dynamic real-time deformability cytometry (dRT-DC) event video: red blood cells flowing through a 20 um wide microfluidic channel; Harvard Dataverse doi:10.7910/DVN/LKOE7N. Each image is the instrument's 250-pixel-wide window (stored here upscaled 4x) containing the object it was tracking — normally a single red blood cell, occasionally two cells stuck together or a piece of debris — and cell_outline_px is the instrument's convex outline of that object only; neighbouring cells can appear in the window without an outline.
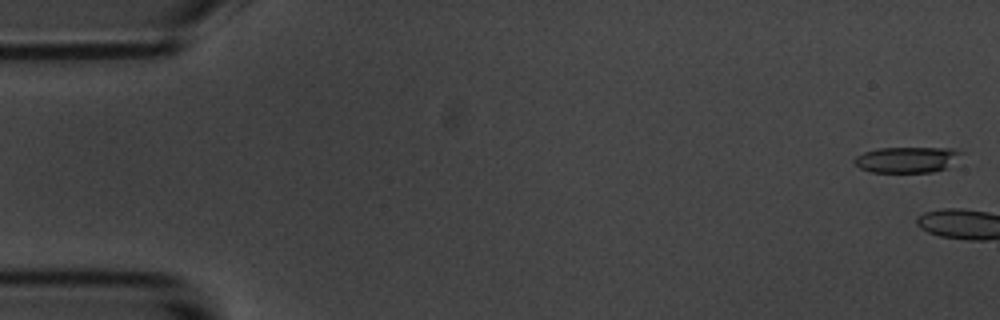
{"species": "common noctule bat (a hibernating species)", "species_latin": "Nyctalus noctula", "temperature_condition": "room temperature", "stored_images_in_passage": 4, "camera_frame_rate_fps": 3000, "um_per_image_px": 0.085, "animal": {"sex": "male", "body_mass_g": 20.1, "forearm_length_mm": 53.5}, "frame": {"image": 1, "passage_image": 1, "time_ms": 0.0, "image_size_px": [1000, 320], "cell_outline_px": [[964, 152], [944, 168], [932, 172], [872, 172], [860, 168], [852, 160], [856, 156], [864, 152], [880, 148], [952, 148]], "centroid_in_image_um": [77.05, 13.56], "position_along_channel_um": 8.0, "area_um2": 15.84}}